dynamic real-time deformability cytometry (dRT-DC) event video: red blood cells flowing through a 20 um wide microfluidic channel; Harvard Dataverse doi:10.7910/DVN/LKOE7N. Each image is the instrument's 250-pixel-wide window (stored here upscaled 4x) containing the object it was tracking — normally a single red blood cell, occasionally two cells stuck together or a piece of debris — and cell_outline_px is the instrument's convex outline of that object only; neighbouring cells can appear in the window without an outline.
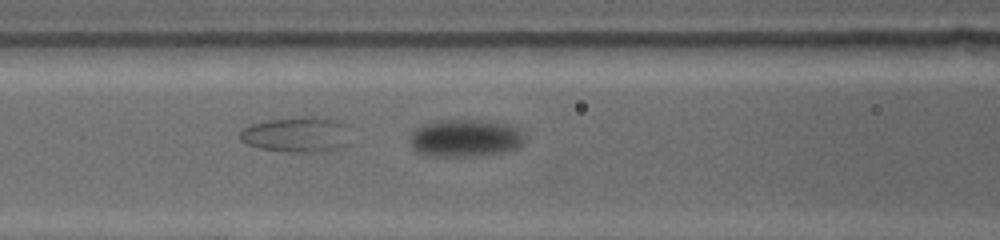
{"species": "common noctule bat (a hibernating species)", "species_latin": "Nyctalus noctula", "temperature_condition": "warm", "stored_images_in_passage": 35, "camera_frame_rate_fps": 4500, "um_per_image_px": 0.085, "animal": {"sex": "female", "body_mass_g": 19.0, "forearm_length_mm": 53.3}, "frame": {"image": 1, "passage_image": 12, "time_ms": 2.889, "image_size_px": [1000, 240], "cell_outline_px": [[524, 144], [516, 148], [504, 152], [476, 156], [424, 156], [416, 152], [412, 148], [408, 140], [412, 132], [420, 124], [436, 120], [484, 120], [508, 124], [516, 128], [524, 136]], "centroid_in_image_um": [39.48, 11.74], "position_along_channel_um": 127.1, "area_um2": 25.49}}